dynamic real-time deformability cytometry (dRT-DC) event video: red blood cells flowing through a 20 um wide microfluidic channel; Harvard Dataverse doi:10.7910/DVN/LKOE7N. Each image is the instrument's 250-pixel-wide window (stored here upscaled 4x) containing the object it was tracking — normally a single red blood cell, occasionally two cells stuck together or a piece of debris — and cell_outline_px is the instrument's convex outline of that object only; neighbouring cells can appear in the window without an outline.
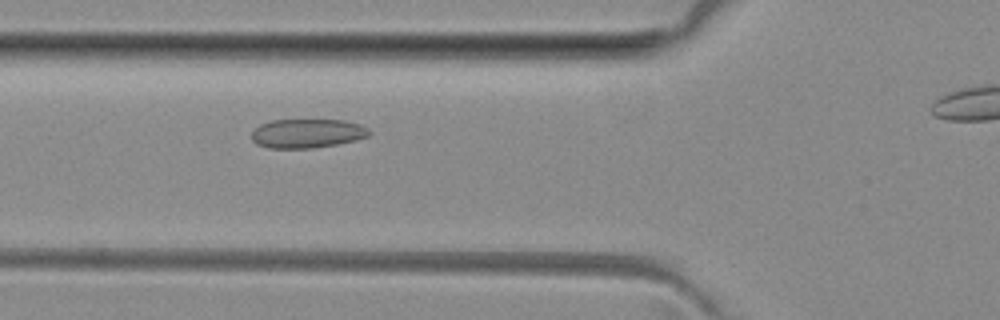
{"species": "common noctule bat (a hibernating species)", "species_latin": "Nyctalus noctula", "temperature_condition": "room temperature", "stored_images_in_passage": 28, "camera_frame_rate_fps": 3000, "um_per_image_px": 0.085, "animal": {"sex": "female", "body_mass_g": 29.2, "forearm_length_mm": 56.3}, "frame": {"image": 1, "passage_image": 3, "time_ms": 0.667, "image_size_px": [1000, 320], "cell_outline_px": [[372, 132], [368, 136], [356, 140], [336, 144], [312, 148], [268, 148], [256, 144], [252, 140], [252, 132], [260, 124], [272, 120], [344, 120], [360, 124], [368, 128]], "centroid_in_image_um": [26.12, 11.34], "position_along_channel_um": 99.7, "area_um2": 19.94}}
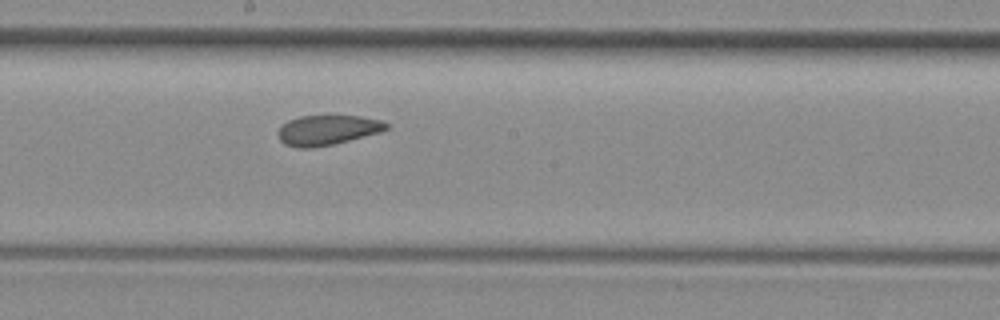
{"frame": {"image": 2, "passage_image": 12, "time_ms": 3.667, "image_size_px": [1000, 320], "cell_outline_px": [[388, 128], [380, 132], [332, 144], [312, 148], [300, 148], [284, 144], [280, 140], [276, 132], [288, 120], [300, 116], [360, 116], [380, 120], [388, 124]], "centroid_in_image_um": [27.79, 11.05], "position_along_channel_um": 220.4, "area_um2": 18.67}}
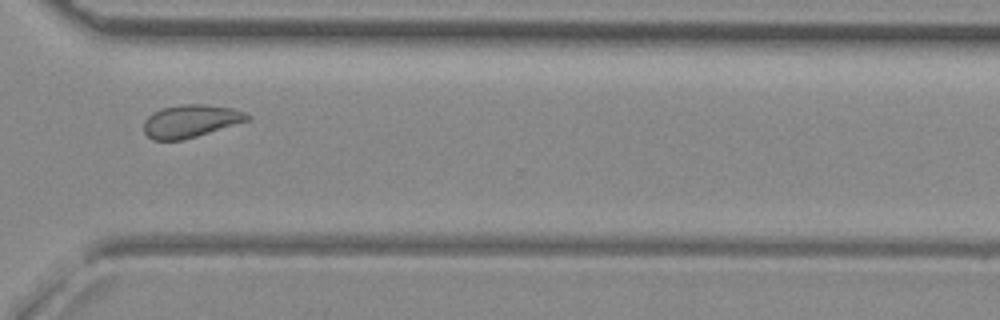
{"frame": {"image": 3, "passage_image": 22, "time_ms": 7.0, "image_size_px": [1000, 320], "cell_outline_px": [[252, 120], [184, 140], [152, 140], [144, 132], [144, 120], [152, 112], [160, 108], [180, 104], [204, 104], [232, 108], [244, 112], [252, 116]], "centroid_in_image_um": [16.22, 10.29], "position_along_channel_um": 354.4, "area_um2": 20.11}}